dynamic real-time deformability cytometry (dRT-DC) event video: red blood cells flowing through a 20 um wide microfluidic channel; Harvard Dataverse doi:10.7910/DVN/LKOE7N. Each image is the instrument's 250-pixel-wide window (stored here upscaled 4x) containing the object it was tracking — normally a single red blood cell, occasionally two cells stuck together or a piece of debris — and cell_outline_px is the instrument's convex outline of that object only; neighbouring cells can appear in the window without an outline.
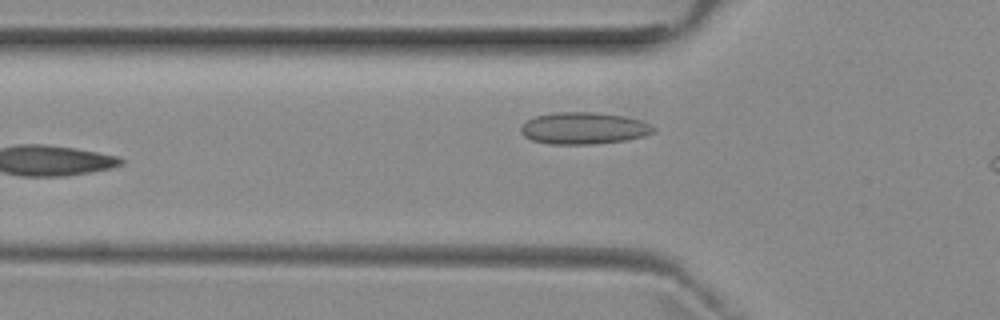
{"species": "common noctule bat (a hibernating species)", "species_latin": "Nyctalus noctula", "temperature_condition": "room temperature", "stored_images_in_passage": 4, "camera_frame_rate_fps": 3000, "um_per_image_px": 0.085, "animal": {"sex": "female", "body_mass_g": 29.2, "forearm_length_mm": 56.3}, "frame": {"image": 1, "passage_image": 2, "time_ms": 1.333, "image_size_px": [1000, 320], "cell_outline_px": [[656, 132], [644, 136], [628, 140], [592, 144], [548, 144], [532, 140], [524, 136], [520, 132], [520, 128], [528, 120], [536, 116], [556, 112], [596, 112], [624, 116], [640, 120], [656, 128]], "centroid_in_image_um": [49.64, 10.9], "position_along_channel_um": 76.2, "area_um2": 24.68}}